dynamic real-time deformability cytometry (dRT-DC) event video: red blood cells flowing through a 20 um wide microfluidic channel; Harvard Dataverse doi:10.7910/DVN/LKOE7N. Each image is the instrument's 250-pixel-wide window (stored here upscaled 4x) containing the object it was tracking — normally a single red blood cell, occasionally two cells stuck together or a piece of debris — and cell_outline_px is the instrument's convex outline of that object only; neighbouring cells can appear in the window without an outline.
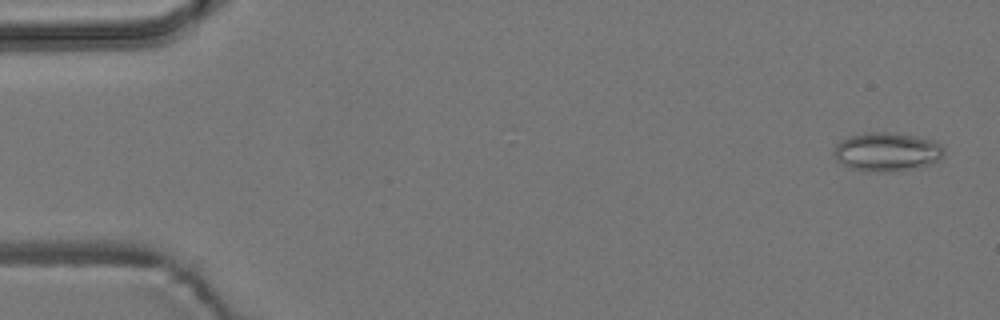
{"species": "common noctule bat (a hibernating species)", "species_latin": "Nyctalus noctula", "temperature_condition": "room temperature", "stored_images_in_passage": 5, "camera_frame_rate_fps": 3000, "um_per_image_px": 0.085, "animal": {"sex": "male", "body_mass_g": 19.2, "forearm_length_mm": 51.8}, "frame": {"image": 1, "passage_image": 1, "time_ms": 0.0, "image_size_px": [1000, 320], "cell_outline_px": [[944, 156], [932, 164], [896, 172], [868, 172], [848, 168], [840, 164], [836, 160], [832, 152], [836, 144], [840, 140], [848, 136], [864, 132], [892, 132], [916, 136], [932, 140], [940, 144], [944, 148]], "centroid_in_image_um": [75.34, 12.92], "position_along_channel_um": 9.7, "area_um2": 25.55}}